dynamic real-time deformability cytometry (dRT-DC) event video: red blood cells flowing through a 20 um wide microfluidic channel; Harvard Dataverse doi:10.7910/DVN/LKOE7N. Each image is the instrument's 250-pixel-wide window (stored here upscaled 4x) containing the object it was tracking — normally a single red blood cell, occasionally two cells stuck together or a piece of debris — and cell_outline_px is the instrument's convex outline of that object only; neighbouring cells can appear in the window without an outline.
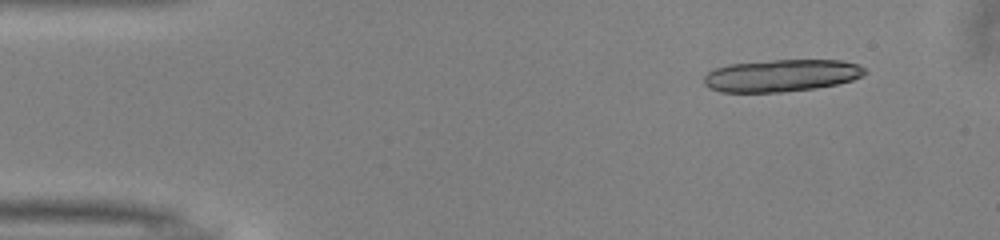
{"species": "common noctule bat (a hibernating species)", "species_latin": "Nyctalus noctula", "temperature_condition": "warm", "stored_images_in_passage": 12, "camera_frame_rate_fps": 3000, "um_per_image_px": 0.085, "animal": {"sex": "male", "body_mass_g": 13.0, "forearm_length_mm": 53.1}, "frame": {"image": 1, "passage_image": 1, "time_ms": 0.0, "image_size_px": [1000, 240], "cell_outline_px": [[868, 72], [852, 80], [836, 84], [816, 88], [780, 92], [720, 92], [708, 88], [704, 84], [704, 76], [708, 72], [716, 68], [728, 64], [776, 60], [840, 60], [856, 64], [864, 68]], "centroid_in_image_um": [66.39, 6.42], "position_along_channel_um": 18.6, "area_um2": 30.11}}